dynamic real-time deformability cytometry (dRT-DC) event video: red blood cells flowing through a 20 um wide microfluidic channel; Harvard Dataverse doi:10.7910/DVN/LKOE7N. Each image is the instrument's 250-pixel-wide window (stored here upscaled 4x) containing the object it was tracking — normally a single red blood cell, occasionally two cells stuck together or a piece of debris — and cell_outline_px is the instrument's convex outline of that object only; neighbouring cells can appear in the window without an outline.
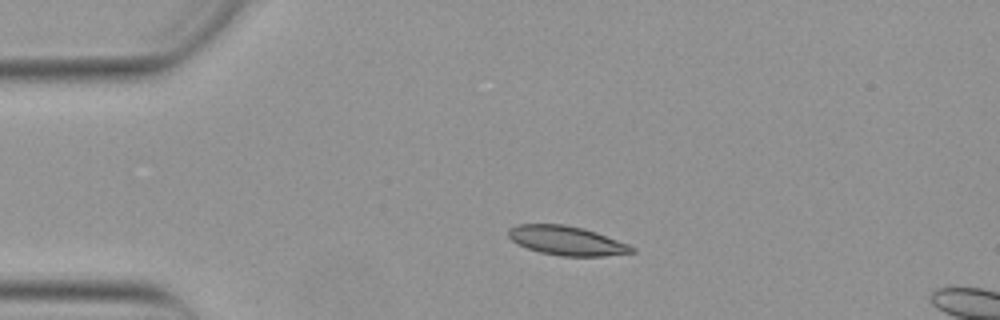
{"species": "Egyptian fruit bat (a non-hibernating species)", "species_latin": "Rousettus aegyptiacus", "temperature_condition": "warm", "stored_images_in_passage": 6, "camera_frame_rate_fps": 3000, "um_per_image_px": 0.085, "animal": {"sex": "female"}, "frame": {"image": 1, "passage_image": 1, "time_ms": 0.0, "image_size_px": [1000, 320], "cell_outline_px": [[636, 252], [604, 256], [560, 256], [540, 252], [528, 248], [512, 240], [508, 236], [508, 228], [516, 224], [564, 224], [584, 228], [596, 232], [628, 244], [636, 248]], "centroid_in_image_um": [48.18, 20.45], "position_along_channel_um": 36.8, "area_um2": 20.98}}